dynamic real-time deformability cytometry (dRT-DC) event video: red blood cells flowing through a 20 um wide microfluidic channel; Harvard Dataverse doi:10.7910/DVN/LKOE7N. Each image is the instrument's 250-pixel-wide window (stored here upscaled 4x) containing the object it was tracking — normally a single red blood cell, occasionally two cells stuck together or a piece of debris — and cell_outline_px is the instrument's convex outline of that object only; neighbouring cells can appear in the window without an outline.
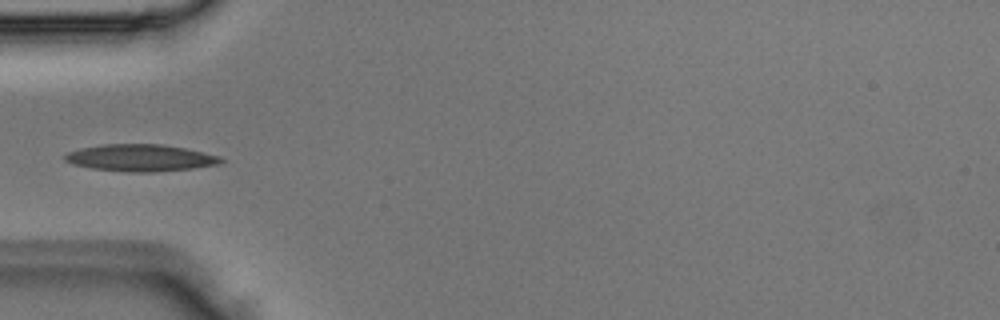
{"species": "Egyptian fruit bat (a non-hibernating species)", "species_latin": "Rousettus aegyptiacus", "temperature_condition": "room temperature", "stored_images_in_passage": 2, "camera_frame_rate_fps": 3000, "um_per_image_px": 0.085, "animal": {"sex": "male"}, "frame": {"image": 1, "passage_image": 2, "time_ms": 0.333, "image_size_px": [1000, 320], "cell_outline_px": [[228, 160], [220, 164], [192, 168], [152, 172], [132, 172], [92, 168], [72, 164], [64, 160], [64, 156], [68, 152], [80, 148], [104, 144], [164, 144], [184, 148], [220, 156]], "centroid_in_image_um": [11.97, 13.41], "position_along_channel_um": 73.0, "area_um2": 24.45}}